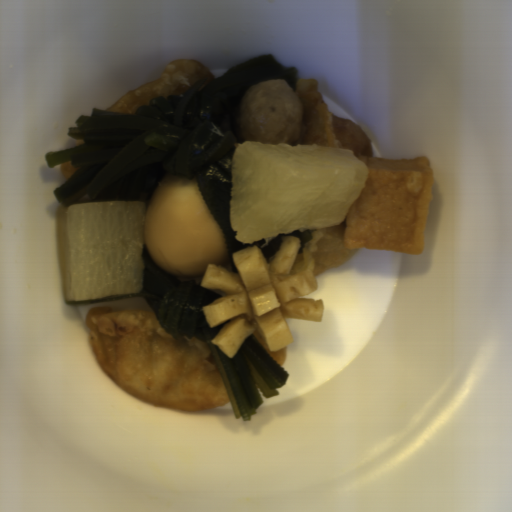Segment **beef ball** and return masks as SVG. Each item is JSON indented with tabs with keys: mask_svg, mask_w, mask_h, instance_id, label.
I'll use <instances>...</instances> for the list:
<instances>
[{
	"mask_svg": "<svg viewBox=\"0 0 512 512\" xmlns=\"http://www.w3.org/2000/svg\"><path fill=\"white\" fill-rule=\"evenodd\" d=\"M238 104L235 123L244 143L291 145L300 138L305 111L299 95L284 79L251 85Z\"/></svg>",
	"mask_w": 512,
	"mask_h": 512,
	"instance_id": "obj_1",
	"label": "beef ball"
}]
</instances>
